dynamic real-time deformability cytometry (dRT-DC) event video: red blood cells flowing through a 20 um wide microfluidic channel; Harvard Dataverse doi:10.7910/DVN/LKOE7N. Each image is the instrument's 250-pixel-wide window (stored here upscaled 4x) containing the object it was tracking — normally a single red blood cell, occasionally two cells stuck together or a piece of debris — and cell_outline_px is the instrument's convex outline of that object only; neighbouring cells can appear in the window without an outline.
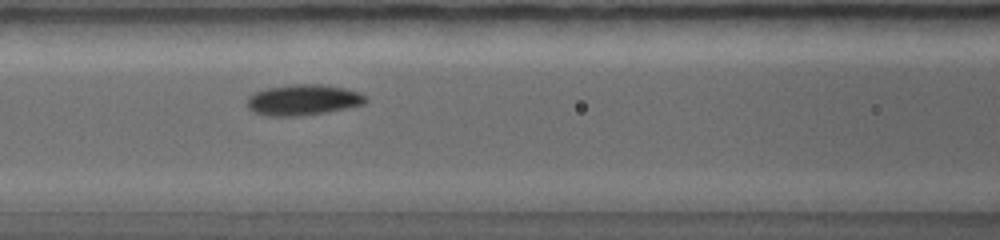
{"species": "common noctule bat (a hibernating species)", "species_latin": "Nyctalus noctula", "temperature_condition": "warm", "stored_images_in_passage": 11, "camera_frame_rate_fps": 5000, "um_per_image_px": 0.085, "animal": {"sex": "female", "body_mass_g": 19.0, "forearm_length_mm": 56.7}, "frame": {"image": 1, "passage_image": 8, "time_ms": 3.2, "image_size_px": [1000, 240], "cell_outline_px": [[368, 100], [364, 104], [348, 108], [328, 112], [300, 116], [268, 116], [252, 112], [248, 108], [248, 96], [252, 92], [264, 88], [292, 84], [324, 84], [344, 88], [360, 92]], "centroid_in_image_um": [25.74, 8.49], "position_along_channel_um": 140.9, "area_um2": 21.62}}
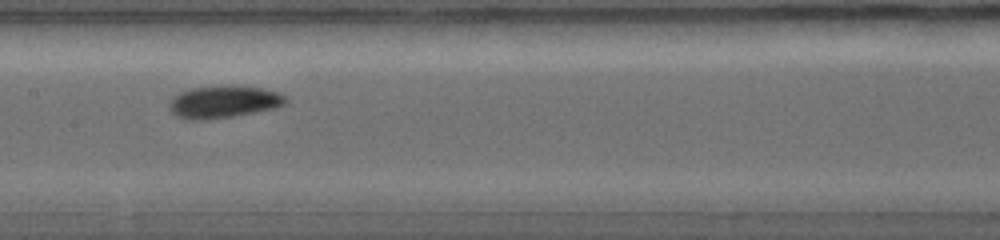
{"frame": {"image": 2, "passage_image": 10, "time_ms": 4.0, "image_size_px": [1000, 240], "cell_outline_px": [[288, 100], [284, 104], [276, 108], [232, 116], [204, 120], [188, 120], [176, 116], [168, 108], [168, 104], [180, 92], [192, 88], [228, 84], [236, 84], [260, 88], [276, 92], [284, 96]], "centroid_in_image_um": [18.99, 8.64], "position_along_channel_um": 188.4, "area_um2": 22.02}}